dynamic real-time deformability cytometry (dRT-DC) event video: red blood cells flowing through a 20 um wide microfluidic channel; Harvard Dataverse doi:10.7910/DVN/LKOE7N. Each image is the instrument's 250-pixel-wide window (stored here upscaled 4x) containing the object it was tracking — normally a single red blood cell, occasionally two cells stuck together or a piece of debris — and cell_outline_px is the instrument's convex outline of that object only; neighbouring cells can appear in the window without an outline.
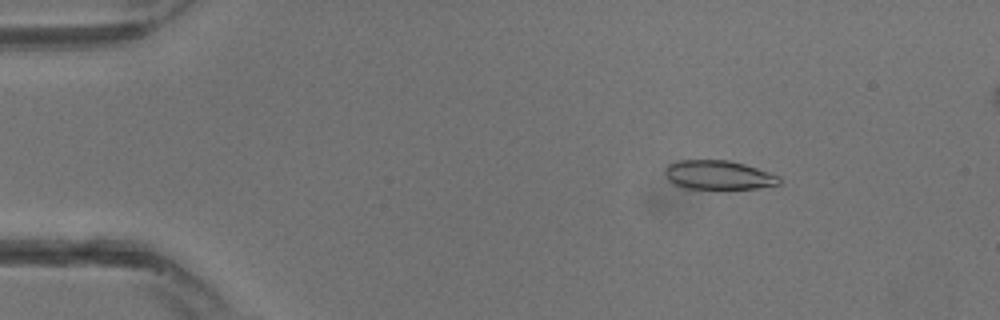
{"species": "common noctule bat (a hibernating species)", "species_latin": "Nyctalus noctula", "temperature_condition": "warm", "stored_images_in_passage": 17, "camera_frame_rate_fps": 3000, "um_per_image_px": 0.085, "animal": {"sex": "male", "body_mass_g": 13.3}, "frame": {"image": 1, "passage_image": 5, "time_ms": 1.333, "image_size_px": [1000, 320], "cell_outline_px": [[780, 184], [756, 188], [688, 188], [676, 184], [668, 180], [664, 172], [664, 168], [668, 164], [680, 160], [728, 160], [744, 164], [780, 176]], "centroid_in_image_um": [61.05, 14.86], "position_along_channel_um": 24.0, "area_um2": 19.07}}
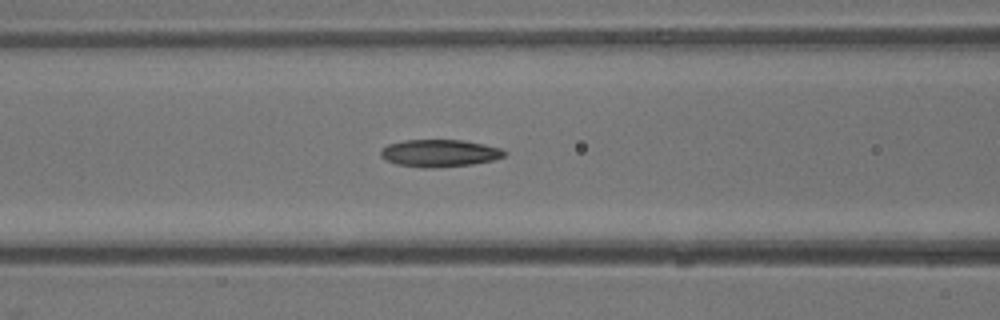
{"frame": {"image": 2, "passage_image": 13, "time_ms": 4.0, "image_size_px": [1000, 320], "cell_outline_px": [[508, 152], [504, 156], [492, 160], [472, 164], [432, 168], [424, 168], [396, 164], [380, 156], [380, 148], [388, 144], [404, 140], [464, 140], [484, 144], [500, 148]], "centroid_in_image_um": [37.34, 13.01], "position_along_channel_um": 129.3, "area_um2": 19.71}}
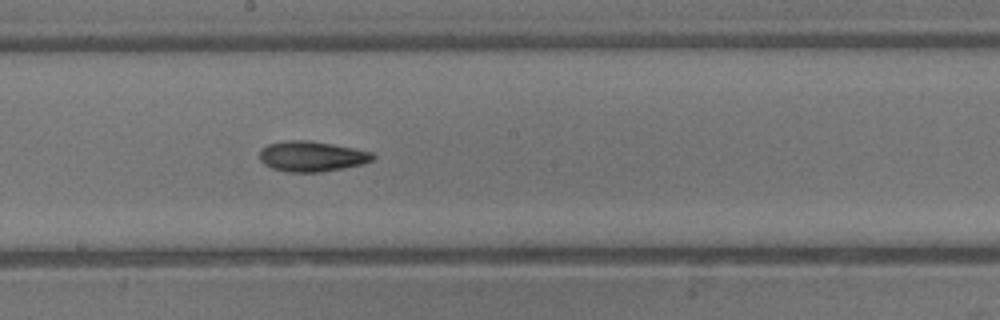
{"frame": {"image": 3, "passage_image": 17, "time_ms": 5.333, "image_size_px": [1000, 320], "cell_outline_px": [[376, 156], [372, 160], [364, 164], [320, 172], [288, 172], [272, 168], [264, 164], [260, 160], [260, 148], [268, 144], [284, 140], [308, 140], [332, 144], [372, 152]], "centroid_in_image_um": [26.48, 13.28], "position_along_channel_um": 221.7, "area_um2": 20.06}}